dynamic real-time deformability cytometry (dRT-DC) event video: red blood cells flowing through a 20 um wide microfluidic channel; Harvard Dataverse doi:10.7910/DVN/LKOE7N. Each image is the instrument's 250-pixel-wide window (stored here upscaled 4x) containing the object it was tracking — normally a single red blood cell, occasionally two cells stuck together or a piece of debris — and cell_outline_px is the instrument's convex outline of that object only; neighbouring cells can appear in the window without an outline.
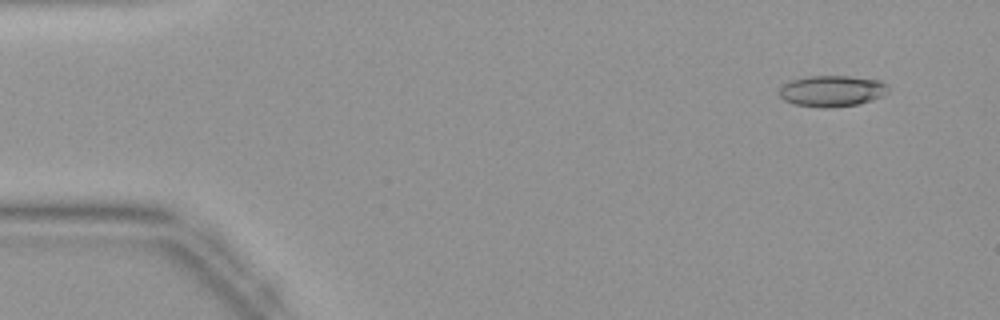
{"species": "common noctule bat (a hibernating species)", "species_latin": "Nyctalus noctula", "temperature_condition": "warm", "stored_images_in_passage": 44, "camera_frame_rate_fps": 3000, "um_per_image_px": 0.085, "animal": {"sex": "female", "body_mass_g": 19.9}, "frame": {"image": 1, "passage_image": 4, "time_ms": 1.0, "image_size_px": [1000, 320], "cell_outline_px": [[888, 92], [884, 96], [872, 100], [856, 104], [832, 108], [820, 108], [792, 104], [784, 100], [780, 96], [780, 84], [788, 80], [804, 76], [848, 76], [880, 80], [888, 84]], "centroid_in_image_um": [70.69, 7.73], "position_along_channel_um": 14.3, "area_um2": 20.23}}
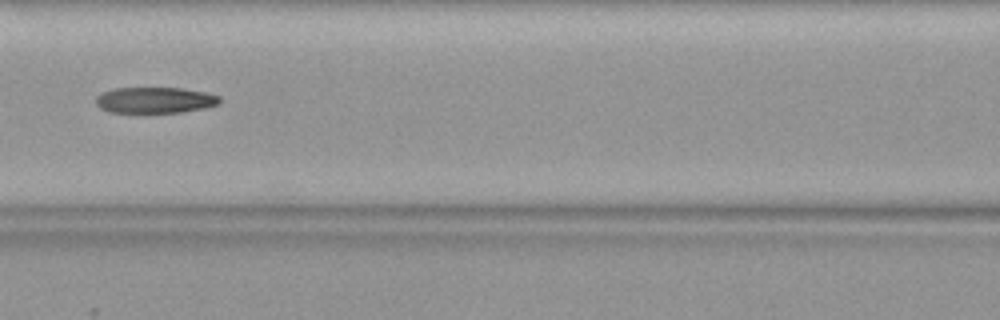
{"frame": {"image": 2, "passage_image": 20, "time_ms": 6.333, "image_size_px": [1000, 320], "cell_outline_px": [[220, 104], [204, 108], [180, 112], [108, 112], [100, 108], [96, 104], [96, 96], [100, 92], [112, 88], [184, 88], [204, 92], [220, 96]], "centroid_in_image_um": [13.14, 8.5], "position_along_channel_um": 153.5, "area_um2": 18.84}}
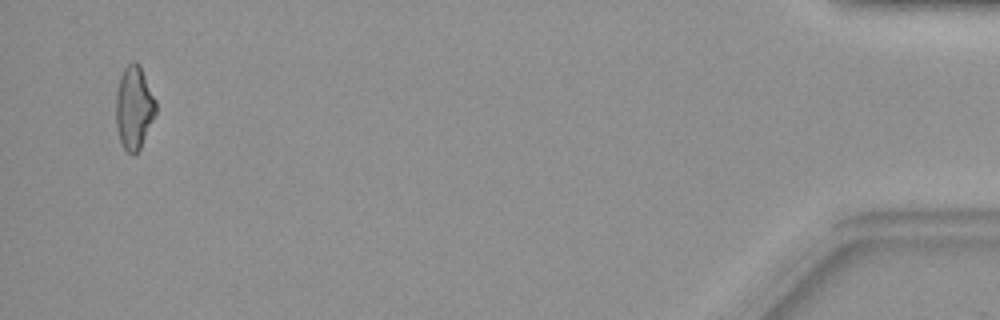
{"frame": {"image": 3, "passage_image": 43, "time_ms": 14.0, "image_size_px": [1000, 320], "cell_outline_px": [[156, 112], [140, 148], [132, 156], [124, 148], [120, 140], [116, 128], [116, 92], [120, 76], [124, 68], [132, 60], [136, 60], [140, 64], [156, 100]], "centroid_in_image_um": [11.39, 9.1], "position_along_channel_um": 423.8, "area_um2": 19.42}}